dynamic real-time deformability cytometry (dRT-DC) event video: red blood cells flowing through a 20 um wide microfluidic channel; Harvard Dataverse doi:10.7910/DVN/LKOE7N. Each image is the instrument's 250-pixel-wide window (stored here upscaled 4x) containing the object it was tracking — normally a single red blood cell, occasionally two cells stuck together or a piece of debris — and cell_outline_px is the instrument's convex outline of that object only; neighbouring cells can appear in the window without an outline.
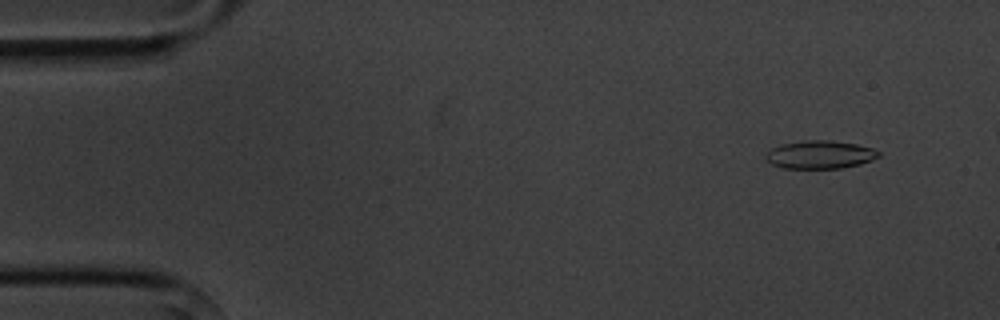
{"species": "common noctule bat (a hibernating species)", "species_latin": "Nyctalus noctula", "temperature_condition": "cold", "stored_images_in_passage": 6, "camera_frame_rate_fps": 3000, "um_per_image_px": 0.085, "animal": {"sex": "male", "body_mass_g": 20.1, "forearm_length_mm": 53.5}, "frame": {"image": 1, "passage_image": 2, "time_ms": 1.0, "image_size_px": [1000, 320], "cell_outline_px": [[880, 156], [872, 160], [860, 164], [840, 168], [784, 168], [772, 164], [764, 160], [764, 156], [772, 148], [784, 144], [804, 140], [828, 140], [856, 144], [872, 148], [880, 152]], "centroid_in_image_um": [69.7, 13.15], "position_along_channel_um": 15.3, "area_um2": 18.38}}